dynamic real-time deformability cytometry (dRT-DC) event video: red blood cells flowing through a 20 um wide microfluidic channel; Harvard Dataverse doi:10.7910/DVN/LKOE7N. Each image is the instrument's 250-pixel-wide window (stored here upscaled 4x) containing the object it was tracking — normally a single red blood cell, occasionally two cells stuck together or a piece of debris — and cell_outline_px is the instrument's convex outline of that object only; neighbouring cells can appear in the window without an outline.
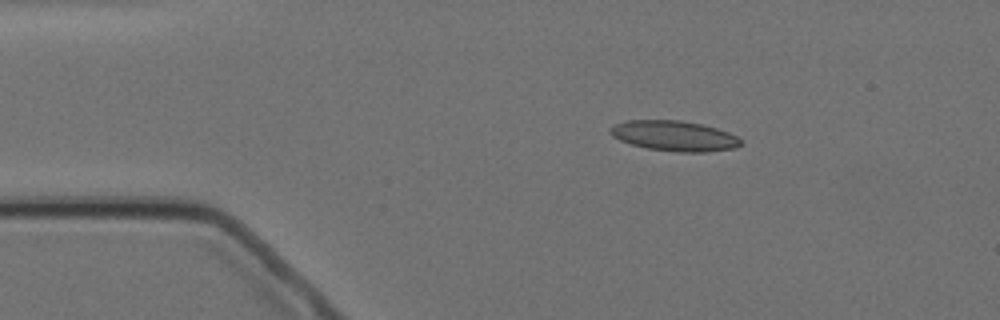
{"species": "Egyptian fruit bat (a non-hibernating species)", "species_latin": "Rousettus aegyptiacus", "temperature_condition": "cold", "stored_images_in_passage": 4, "camera_frame_rate_fps": 3000, "um_per_image_px": 0.085, "animal": {"sex": "female"}, "frame": {"image": 1, "passage_image": 1, "time_ms": 0.0, "image_size_px": [1000, 320], "cell_outline_px": [[744, 144], [736, 148], [704, 152], [676, 152], [648, 148], [632, 144], [620, 140], [612, 136], [608, 132], [608, 128], [616, 124], [628, 120], [680, 120], [704, 124], [728, 132], [744, 140]], "centroid_in_image_um": [57.35, 11.55], "position_along_channel_um": 27.7, "area_um2": 23.24}}
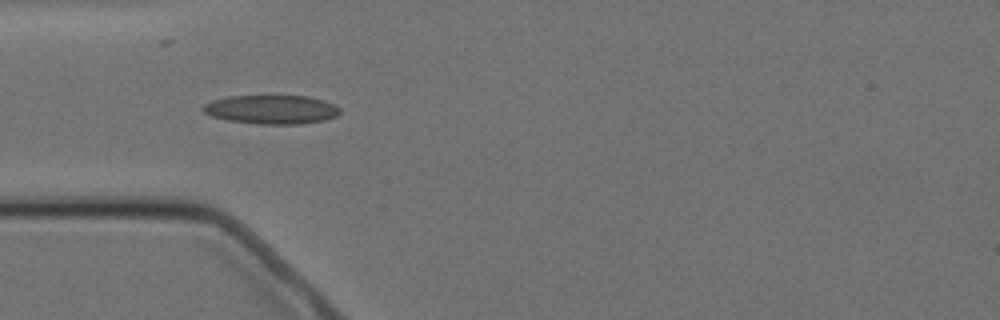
{"frame": {"image": 2, "passage_image": 3, "time_ms": 2.333, "image_size_px": [1000, 320], "cell_outline_px": [[340, 112], [336, 116], [324, 120], [300, 124], [260, 124], [228, 120], [212, 116], [204, 112], [200, 108], [204, 104], [212, 100], [228, 96], [308, 96], [324, 100], [340, 108]], "centroid_in_image_um": [23.06, 9.3], "position_along_channel_um": 61.9, "area_um2": 23.0}}
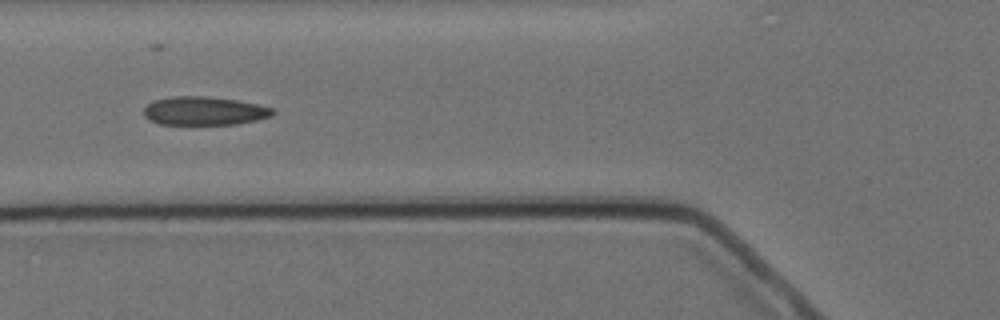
{"frame": {"image": 3, "passage_image": 4, "time_ms": 3.667, "image_size_px": [1000, 320], "cell_outline_px": [[276, 112], [272, 116], [256, 120], [236, 124], [160, 124], [148, 120], [144, 116], [144, 108], [148, 104], [156, 100], [172, 96], [208, 96], [236, 100], [260, 104], [272, 108]], "centroid_in_image_um": [17.38, 9.42], "position_along_channel_um": 108.4, "area_um2": 21.5}}